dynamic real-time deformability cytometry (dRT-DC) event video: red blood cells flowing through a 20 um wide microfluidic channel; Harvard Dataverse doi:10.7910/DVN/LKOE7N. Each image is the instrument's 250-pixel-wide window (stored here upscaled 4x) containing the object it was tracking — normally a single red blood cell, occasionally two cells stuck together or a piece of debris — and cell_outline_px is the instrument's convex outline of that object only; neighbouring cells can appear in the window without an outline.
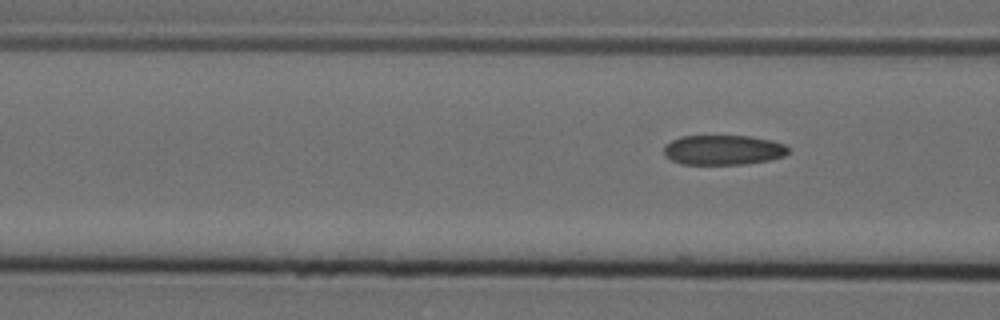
{"species": "Egyptian fruit bat (a non-hibernating species)", "species_latin": "Rousettus aegyptiacus", "temperature_condition": "cold", "stored_images_in_passage": 12, "camera_frame_rate_fps": 3000, "um_per_image_px": 0.085, "animal": {"sex": "female"}, "frame": {"image": 1, "passage_image": 8, "time_ms": 2.333, "image_size_px": [1000, 320], "cell_outline_px": [[788, 152], [784, 156], [768, 160], [748, 164], [680, 164], [664, 156], [664, 144], [680, 136], [748, 136], [772, 140], [784, 144], [788, 148]], "centroid_in_image_um": [61.44, 12.75], "position_along_channel_um": 105.2, "area_um2": 21.73}}
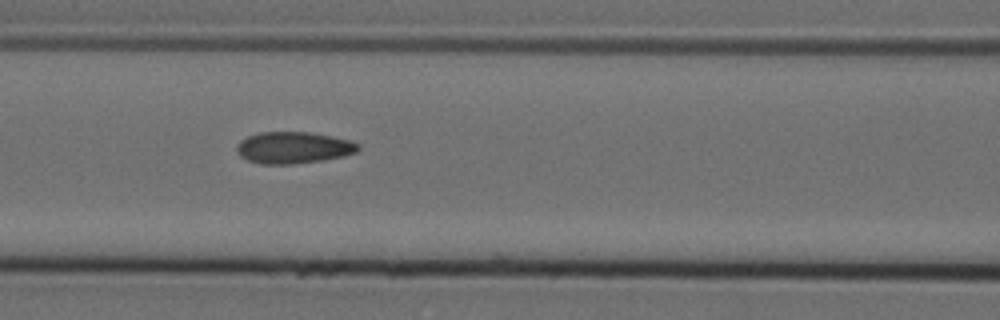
{"frame": {"image": 2, "passage_image": 11, "time_ms": 3.333, "image_size_px": [1000, 320], "cell_outline_px": [[360, 148], [356, 152], [340, 156], [320, 160], [292, 164], [260, 164], [248, 160], [240, 156], [236, 152], [236, 144], [240, 140], [248, 136], [260, 132], [308, 132], [332, 136], [348, 140], [360, 144]], "centroid_in_image_um": [24.89, 12.54], "position_along_channel_um": 141.7, "area_um2": 22.31}}